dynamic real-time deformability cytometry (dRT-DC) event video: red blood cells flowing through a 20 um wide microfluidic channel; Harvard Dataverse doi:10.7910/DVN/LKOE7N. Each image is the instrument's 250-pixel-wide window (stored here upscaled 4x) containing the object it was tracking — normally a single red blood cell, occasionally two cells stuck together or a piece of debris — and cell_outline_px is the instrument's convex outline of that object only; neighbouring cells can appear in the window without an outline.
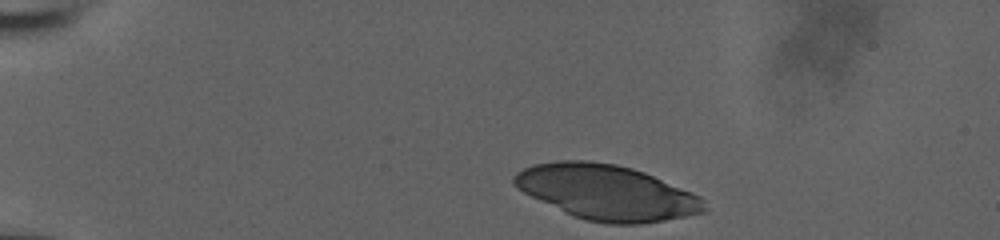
{"species": "human", "species_latin": "Homo sapiens", "temperature_condition": "room temperature", "stored_images_in_passage": 38, "camera_frame_rate_fps": 3000, "um_per_image_px": 0.085, "donor": {"sex": "male"}, "frame": {"image": 1, "passage_image": 1, "time_ms": 0.0, "image_size_px": [1000, 240], "cell_outline_px": [[704, 212], [664, 220], [640, 224], [608, 224], [584, 220], [572, 216], [516, 188], [512, 184], [512, 176], [516, 172], [532, 164], [556, 160], [588, 160], [616, 164], [632, 168], [644, 172], [692, 192], [700, 196], [704, 200]], "centroid_in_image_um": [51.52, 16.34], "position_along_channel_um": 33.5, "area_um2": 60.92}}